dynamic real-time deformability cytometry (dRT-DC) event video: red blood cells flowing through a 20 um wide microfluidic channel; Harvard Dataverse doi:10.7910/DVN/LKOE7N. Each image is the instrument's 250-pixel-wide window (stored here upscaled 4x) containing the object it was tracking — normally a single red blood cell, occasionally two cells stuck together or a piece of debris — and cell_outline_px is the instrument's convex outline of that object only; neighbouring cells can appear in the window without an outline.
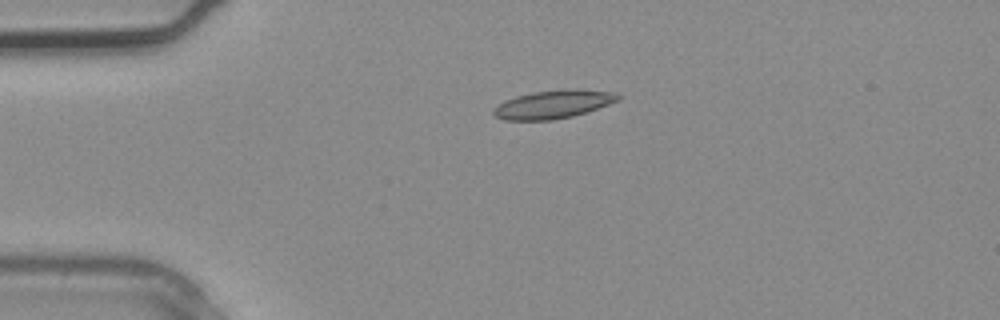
{"species": "common noctule bat (a hibernating species)", "species_latin": "Nyctalus noctula", "temperature_condition": "warm", "stored_images_in_passage": 2, "camera_frame_rate_fps": 3000, "um_per_image_px": 0.085, "animal": {"sex": "male", "body_mass_g": 20.4}, "frame": {"image": 1, "passage_image": 2, "time_ms": 0.333, "image_size_px": [1000, 320], "cell_outline_px": [[620, 100], [588, 112], [572, 116], [552, 120], [504, 120], [496, 116], [492, 112], [504, 100], [516, 96], [532, 92], [572, 88], [576, 88], [612, 92], [620, 96]], "centroid_in_image_um": [47.06, 8.86], "position_along_channel_um": 37.9, "area_um2": 20.52}}